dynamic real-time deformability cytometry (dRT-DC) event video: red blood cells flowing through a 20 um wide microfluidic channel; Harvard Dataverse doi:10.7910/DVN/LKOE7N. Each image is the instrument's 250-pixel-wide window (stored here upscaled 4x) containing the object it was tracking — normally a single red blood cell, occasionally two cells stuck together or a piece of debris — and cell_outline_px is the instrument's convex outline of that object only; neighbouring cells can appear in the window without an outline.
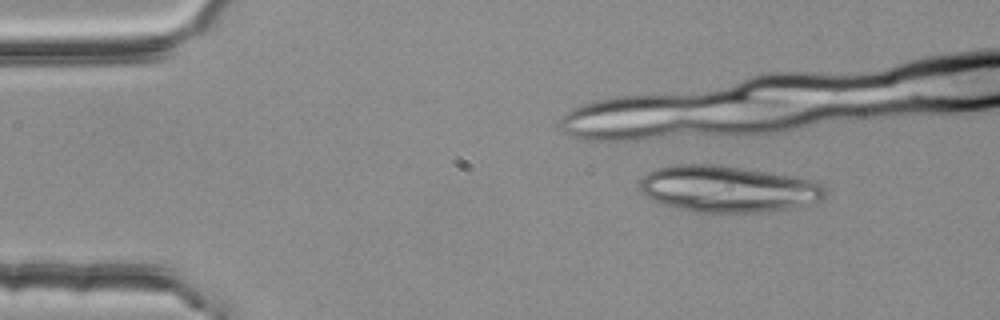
{"species": "common noctule bat (a hibernating species)", "species_latin": "Nyctalus noctula", "temperature_condition": "room temperature", "stored_images_in_passage": 2, "camera_frame_rate_fps": 3000, "um_per_image_px": 0.085, "animal": {"sex": "female", "body_mass_g": 25.1}, "frame": {"image": 1, "passage_image": 2, "time_ms": 0.333, "image_size_px": [1000, 320], "cell_outline_px": [[828, 192], [824, 200], [788, 208], [764, 212], [692, 212], [660, 204], [644, 196], [640, 188], [640, 180], [648, 172], [656, 168], [676, 164], [716, 164], [744, 168], [788, 176], [808, 180], [820, 184], [828, 188]], "centroid_in_image_um": [61.82, 16.07], "position_along_channel_um": 23.2, "area_um2": 50.29}}